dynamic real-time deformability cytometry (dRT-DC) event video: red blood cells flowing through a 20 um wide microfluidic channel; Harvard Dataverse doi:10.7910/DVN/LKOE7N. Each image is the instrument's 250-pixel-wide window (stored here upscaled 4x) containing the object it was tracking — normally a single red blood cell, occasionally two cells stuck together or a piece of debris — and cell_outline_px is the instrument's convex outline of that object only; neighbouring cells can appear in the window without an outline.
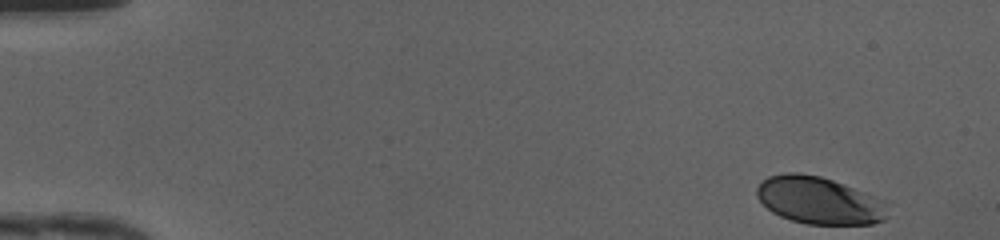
{"species": "human", "species_latin": "Homo sapiens", "temperature_condition": "cold", "stored_images_in_passage": 46, "camera_frame_rate_fps": 3000, "um_per_image_px": 0.085, "donor": {"sex": "female"}, "frame": {"image": 1, "passage_image": 1, "time_ms": 0.0, "image_size_px": [1000, 240], "cell_outline_px": [[888, 200], [884, 220], [872, 224], [808, 224], [792, 220], [780, 216], [772, 212], [756, 196], [756, 188], [768, 176], [784, 172], [800, 172], [820, 176], [844, 184]], "centroid_in_image_um": [69.64, 17.02], "position_along_channel_um": 15.4, "area_um2": 36.24}}
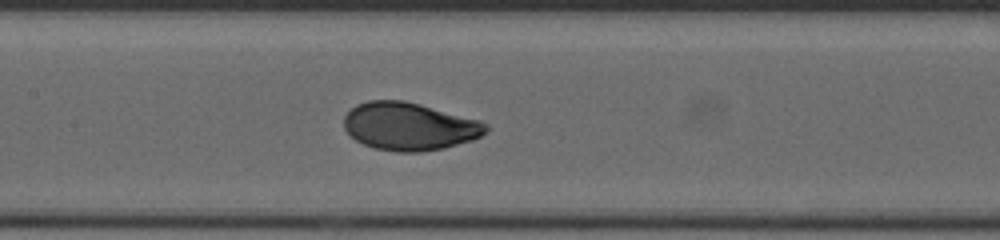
{"frame": {"image": 2, "passage_image": 22, "time_ms": 7.0, "image_size_px": [1000, 240], "cell_outline_px": [[488, 128], [480, 136], [472, 140], [444, 148], [420, 152], [396, 152], [376, 148], [364, 144], [356, 140], [344, 128], [344, 116], [356, 104], [368, 100], [404, 100], [420, 104], [480, 120], [488, 124]], "centroid_in_image_um": [34.79, 10.74], "position_along_channel_um": 172.6, "area_um2": 39.48}}
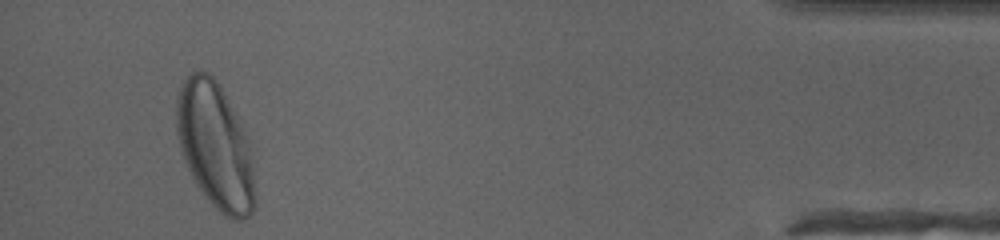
{"frame": {"image": 3, "passage_image": 44, "time_ms": 14.333, "image_size_px": [1000, 240], "cell_outline_px": [[256, 204], [252, 212], [244, 220], [228, 220], [204, 196], [196, 184], [184, 160], [180, 148], [176, 132], [176, 100], [180, 84], [192, 72], [208, 72], [220, 84], [248, 140], [252, 164], [256, 196]], "centroid_in_image_um": [18.28, 12.44], "position_along_channel_um": 416.9, "area_um2": 57.63}, "authors_computed_cell_mechanics": {"area_um2": 38.9283, "velocity_mm_per_s": 4.1848, "shape_relaxation_time_tau1_ms": 2.1531, "shape_relaxation_time_tau2_ms": null, "deformation_change_tau1": 0.1396, "deformation_change_tau2": null}}